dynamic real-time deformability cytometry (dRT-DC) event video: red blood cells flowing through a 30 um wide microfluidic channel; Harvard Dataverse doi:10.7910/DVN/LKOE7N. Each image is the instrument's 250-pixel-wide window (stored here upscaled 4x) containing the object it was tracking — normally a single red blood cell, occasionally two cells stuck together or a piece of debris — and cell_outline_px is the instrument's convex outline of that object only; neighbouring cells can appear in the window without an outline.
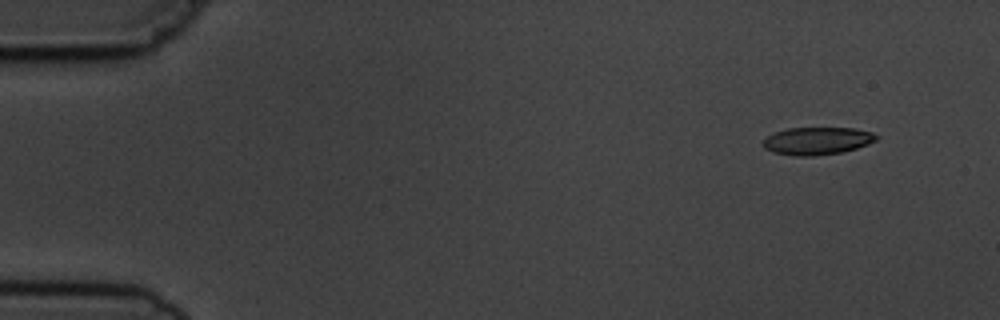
{"species": "common noctule bat (a hibernating species)", "species_latin": "Nyctalus noctula", "temperature_condition": "cold", "stored_images_in_passage": 5, "camera_frame_rate_fps": 3000, "um_per_image_px": 0.085, "animal": {"sex": "male", "body_mass_g": 19.5, "forearm_length_mm": 54.6}, "frame": {"image": 1, "passage_image": 1, "time_ms": 0.0, "image_size_px": [1000, 320], "cell_outline_px": [[880, 136], [876, 140], [868, 144], [844, 152], [812, 156], [792, 156], [772, 152], [764, 148], [760, 144], [768, 136], [776, 132], [788, 128], [852, 128], [872, 132]], "centroid_in_image_um": [69.45, 11.98], "position_along_channel_um": 15.6, "area_um2": 18.32}}